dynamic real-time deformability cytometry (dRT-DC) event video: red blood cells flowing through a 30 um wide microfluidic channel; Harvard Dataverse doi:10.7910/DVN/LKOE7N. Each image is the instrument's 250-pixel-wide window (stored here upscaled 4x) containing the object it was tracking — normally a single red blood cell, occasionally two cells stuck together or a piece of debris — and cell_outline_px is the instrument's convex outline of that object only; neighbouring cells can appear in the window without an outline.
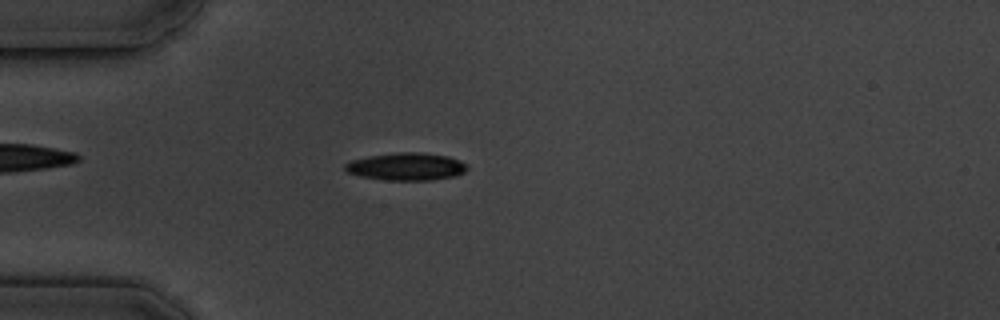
{"species": "common noctule bat (a hibernating species)", "species_latin": "Nyctalus noctula", "temperature_condition": "cold", "stored_images_in_passage": 10, "camera_frame_rate_fps": 3000, "um_per_image_px": 0.085, "animal": {"sex": "male", "body_mass_g": 19.5, "forearm_length_mm": 54.6}, "frame": {"image": 1, "passage_image": 5, "time_ms": 4.667, "image_size_px": [1000, 320], "cell_outline_px": [[468, 168], [464, 172], [456, 176], [432, 180], [384, 180], [360, 176], [344, 172], [344, 164], [352, 160], [368, 156], [396, 152], [416, 152], [448, 156], [460, 160], [468, 164]], "centroid_in_image_um": [34.53, 14.16], "position_along_channel_um": 50.5, "area_um2": 19.83}}